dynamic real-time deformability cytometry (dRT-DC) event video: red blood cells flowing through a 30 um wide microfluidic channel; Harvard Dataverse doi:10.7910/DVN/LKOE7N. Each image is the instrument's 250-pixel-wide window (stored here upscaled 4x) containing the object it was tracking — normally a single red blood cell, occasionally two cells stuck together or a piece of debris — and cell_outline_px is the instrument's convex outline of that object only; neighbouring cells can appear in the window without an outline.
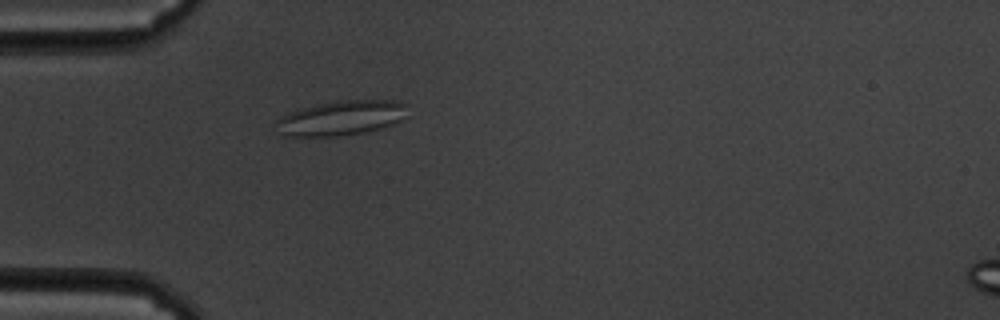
{"species": "common noctule bat (a hibernating species)", "species_latin": "Nyctalus noctula", "temperature_condition": "cold", "stored_images_in_passage": 44, "camera_frame_rate_fps": 3000, "um_per_image_px": 0.085, "animal": {"sex": "male", "body_mass_g": 19.5, "forearm_length_mm": 54.6}, "frame": {"image": 1, "passage_image": 2, "time_ms": 0.333, "image_size_px": [1000, 320], "cell_outline_px": [[408, 104], [400, 120], [392, 124], [380, 128], [364, 132], [340, 136], [288, 136], [280, 132], [276, 120], [288, 112], [320, 104], [344, 100], [392, 100]], "centroid_in_image_um": [29.01, 10.03], "position_along_channel_um": 56.0, "area_um2": 26.01}}
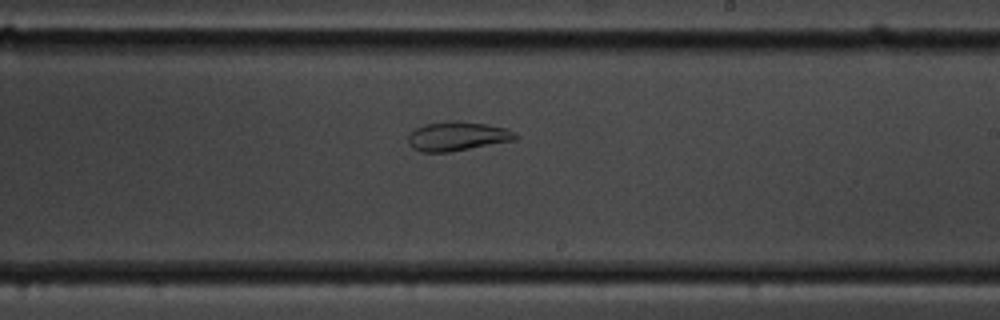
{"frame": {"image": 2, "passage_image": 20, "time_ms": 6.333, "image_size_px": [1000, 320], "cell_outline_px": [[520, 136], [516, 140], [448, 152], [420, 152], [412, 148], [408, 144], [408, 136], [416, 128], [424, 124], [448, 120], [456, 120], [484, 124], [504, 128], [516, 132]], "centroid_in_image_um": [38.87, 11.58], "position_along_channel_um": 250.1, "area_um2": 18.32}}
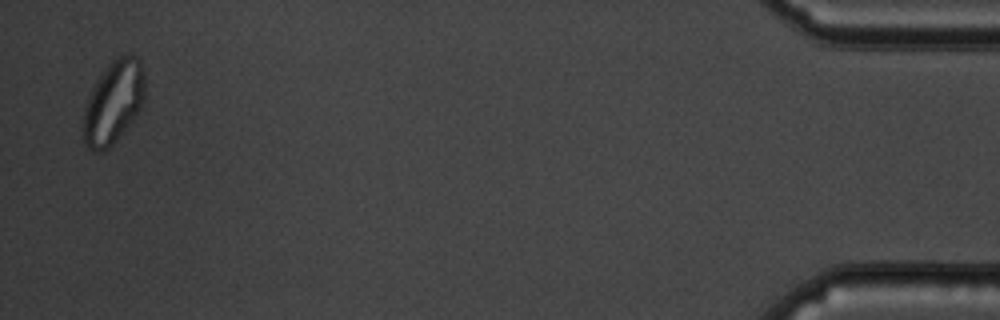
{"frame": {"image": 3, "passage_image": 43, "time_ms": 14.0, "image_size_px": [1000, 320], "cell_outline_px": [[144, 100], [136, 116], [116, 140], [104, 152], [96, 152], [88, 148], [84, 144], [80, 136], [84, 112], [92, 88], [96, 80], [108, 64], [116, 56], [136, 56], [140, 60], [144, 72]], "centroid_in_image_um": [9.61, 8.73], "position_along_channel_um": 425.6, "area_um2": 29.94}}